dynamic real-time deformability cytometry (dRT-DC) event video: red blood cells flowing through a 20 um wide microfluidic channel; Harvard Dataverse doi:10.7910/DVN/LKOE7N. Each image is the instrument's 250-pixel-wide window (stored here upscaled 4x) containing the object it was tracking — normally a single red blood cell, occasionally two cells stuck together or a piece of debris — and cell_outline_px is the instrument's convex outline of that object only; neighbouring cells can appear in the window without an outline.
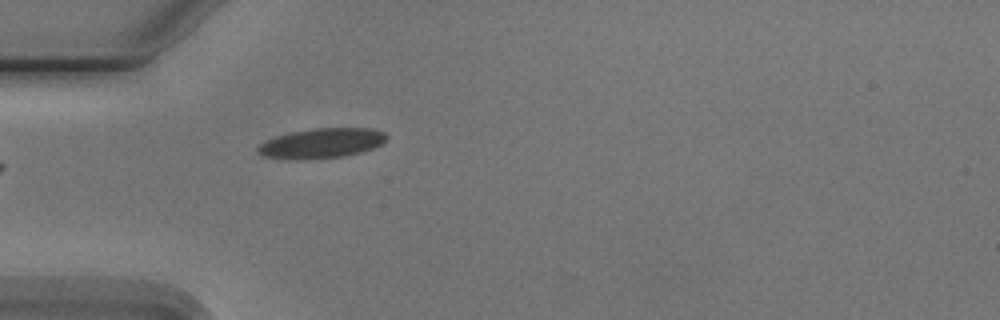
{"species": "Egyptian fruit bat (a non-hibernating species)", "species_latin": "Rousettus aegyptiacus", "temperature_condition": "cold", "stored_images_in_passage": 1, "camera_frame_rate_fps": 3000, "um_per_image_px": 0.085, "animal": {"sex": "male"}, "frame": {"image": 1, "passage_image": 1, "time_ms": 0.0, "image_size_px": [1000, 320], "cell_outline_px": [[388, 136], [380, 144], [372, 148], [360, 152], [344, 156], [300, 160], [288, 160], [264, 156], [256, 152], [256, 148], [260, 144], [276, 136], [292, 132], [312, 128], [368, 128], [384, 132]], "centroid_in_image_um": [27.28, 12.18], "position_along_channel_um": 57.7, "area_um2": 22.37}}